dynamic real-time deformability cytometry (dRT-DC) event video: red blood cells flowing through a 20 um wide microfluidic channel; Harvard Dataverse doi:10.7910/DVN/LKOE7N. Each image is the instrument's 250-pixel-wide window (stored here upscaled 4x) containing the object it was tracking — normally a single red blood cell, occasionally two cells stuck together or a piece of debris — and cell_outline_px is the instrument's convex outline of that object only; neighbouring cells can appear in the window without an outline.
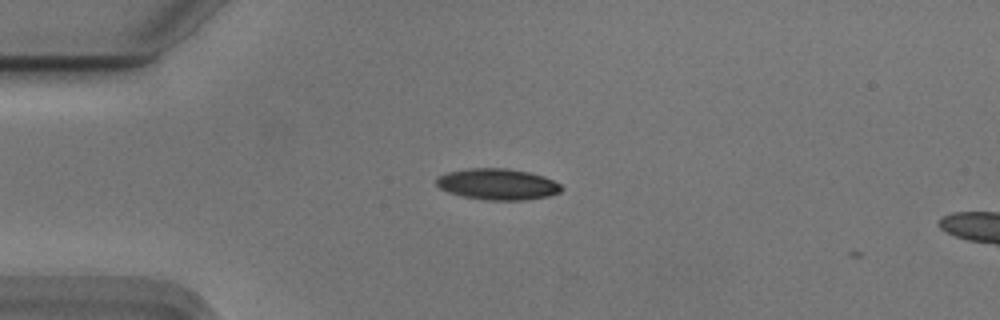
{"species": "Egyptian fruit bat (a non-hibernating species)", "species_latin": "Rousettus aegyptiacus", "temperature_condition": "cold", "stored_images_in_passage": 42, "camera_frame_rate_fps": 3000, "um_per_image_px": 0.085, "animal": {"sex": "male"}, "frame": {"image": 1, "passage_image": 2, "time_ms": 0.333, "image_size_px": [1000, 320], "cell_outline_px": [[564, 188], [560, 192], [548, 196], [524, 200], [484, 200], [460, 196], [448, 192], [440, 188], [436, 184], [436, 176], [448, 172], [468, 168], [508, 168], [528, 172], [544, 176], [560, 184]], "centroid_in_image_um": [42.27, 15.66], "position_along_channel_um": 42.7, "area_um2": 22.89}}
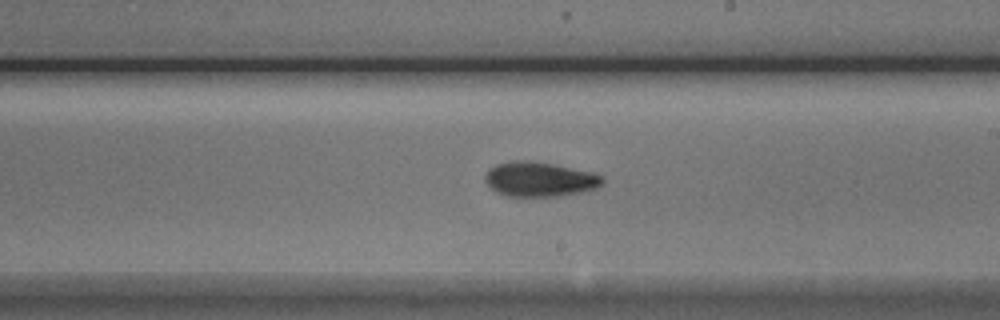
{"frame": {"image": 2, "passage_image": 20, "time_ms": 6.333, "image_size_px": [1000, 320], "cell_outline_px": [[604, 184], [596, 188], [580, 192], [560, 196], [508, 196], [496, 192], [484, 180], [484, 176], [488, 168], [496, 164], [512, 160], [532, 160], [592, 172], [600, 176], [604, 180]], "centroid_in_image_um": [45.83, 15.23], "position_along_channel_um": 243.2, "area_um2": 23.76}}
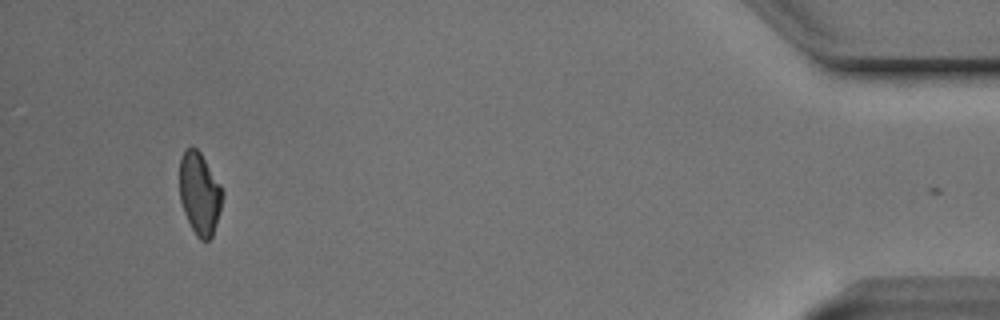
{"frame": {"image": 3, "passage_image": 40, "time_ms": 13.0, "image_size_px": [1000, 320], "cell_outline_px": [[224, 196], [216, 224], [212, 236], [208, 240], [200, 240], [196, 236], [184, 212], [180, 200], [180, 156], [184, 148], [192, 144], [200, 152], [220, 184], [224, 192]], "centroid_in_image_um": [16.96, 16.41], "position_along_channel_um": 418.2, "area_um2": 20.69}, "authors_computed_cell_mechanics": {"area_um2": 22.2241, "velocity_mm_per_s": 3.7394, "shape_relaxation_time_tau1_ms": 3.6302, "shape_relaxation_time_tau2_ms": 4.6686, "deformation_change_tau1": 0.1119, "deformation_change_tau2": 0.1043}}